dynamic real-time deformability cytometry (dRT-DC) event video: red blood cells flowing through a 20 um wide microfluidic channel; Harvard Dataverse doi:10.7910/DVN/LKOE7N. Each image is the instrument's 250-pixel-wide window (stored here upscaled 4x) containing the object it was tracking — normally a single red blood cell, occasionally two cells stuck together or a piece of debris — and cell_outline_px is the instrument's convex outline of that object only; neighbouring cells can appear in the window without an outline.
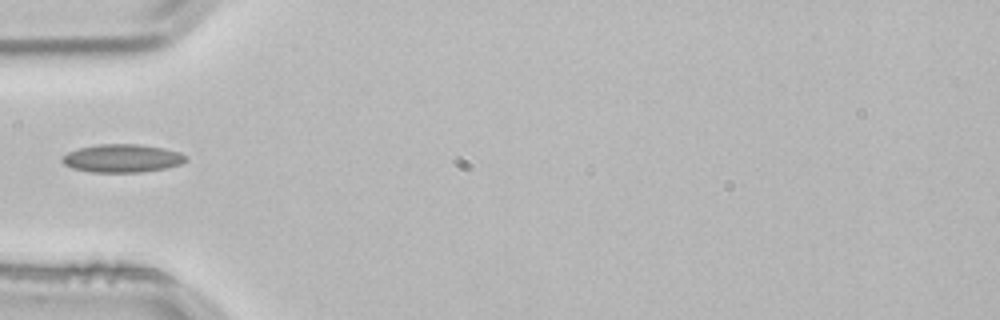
{"species": "common noctule bat (a hibernating species)", "species_latin": "Nyctalus noctula", "temperature_condition": "room temperature", "stored_images_in_passage": 3, "camera_frame_rate_fps": 3000, "um_per_image_px": 0.085, "animal": {"sex": "male", "body_mass_g": 21.5, "forearm_length_mm": 52.0}, "frame": {"image": 1, "passage_image": 3, "time_ms": 0.667, "image_size_px": [1000, 320], "cell_outline_px": [[188, 160], [180, 164], [164, 168], [140, 172], [92, 172], [72, 168], [64, 164], [60, 160], [60, 156], [68, 152], [80, 148], [100, 144], [136, 144], [164, 148], [180, 152], [188, 156]], "centroid_in_image_um": [10.38, 13.45], "position_along_channel_um": 74.6, "area_um2": 20.29}}